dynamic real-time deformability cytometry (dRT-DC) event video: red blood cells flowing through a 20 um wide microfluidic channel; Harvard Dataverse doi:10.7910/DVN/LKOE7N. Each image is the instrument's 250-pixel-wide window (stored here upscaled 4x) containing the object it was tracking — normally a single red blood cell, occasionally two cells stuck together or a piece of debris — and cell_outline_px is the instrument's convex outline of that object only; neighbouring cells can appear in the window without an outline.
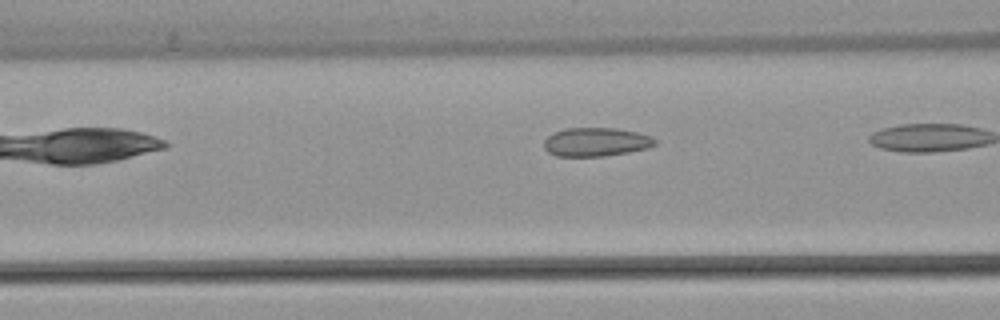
{"species": "common noctule bat (a hibernating species)", "species_latin": "Nyctalus noctula", "temperature_condition": "warm", "stored_images_in_passage": 10, "camera_frame_rate_fps": 3000, "um_per_image_px": 0.085, "animal": {"sex": "female", "body_mass_g": 22.7, "forearm_length_mm": 54.2}, "frame": {"image": 1, "passage_image": 6, "time_ms": 1.667, "image_size_px": [1000, 320], "cell_outline_px": [[656, 144], [648, 148], [628, 152], [604, 156], [556, 156], [548, 152], [544, 148], [544, 140], [548, 136], [564, 128], [616, 128], [636, 132], [652, 136], [656, 140]], "centroid_in_image_um": [50.66, 12.07], "position_along_channel_um": 115.9, "area_um2": 18.55}}
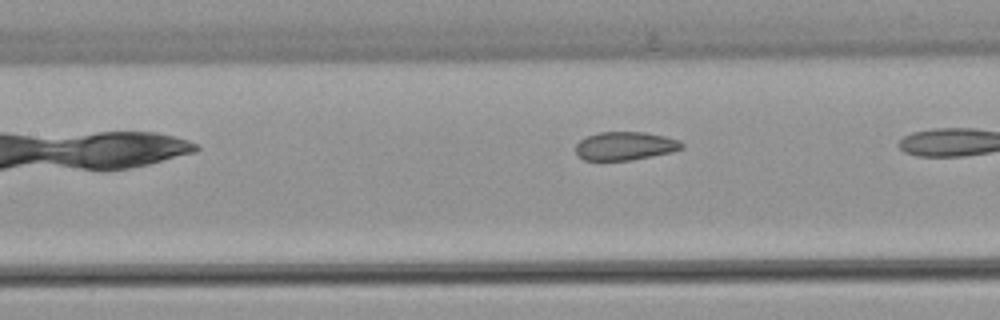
{"frame": {"image": 2, "passage_image": 9, "time_ms": 2.667, "image_size_px": [1000, 320], "cell_outline_px": [[684, 148], [672, 152], [632, 160], [584, 160], [576, 156], [576, 144], [580, 140], [588, 136], [600, 132], [644, 132], [664, 136], [680, 140], [684, 144]], "centroid_in_image_um": [53.14, 12.41], "position_along_channel_um": 154.3, "area_um2": 17.63}}